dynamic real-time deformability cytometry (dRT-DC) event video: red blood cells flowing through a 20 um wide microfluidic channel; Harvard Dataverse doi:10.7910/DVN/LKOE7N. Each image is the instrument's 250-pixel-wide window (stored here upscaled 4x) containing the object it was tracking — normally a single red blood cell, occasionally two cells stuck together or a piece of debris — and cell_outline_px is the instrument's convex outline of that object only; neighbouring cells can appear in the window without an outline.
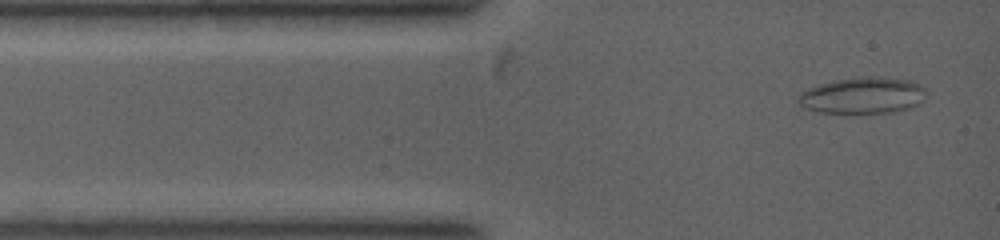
{"species": "common noctule bat (a hibernating species)", "species_latin": "Nyctalus noctula", "temperature_condition": "warm", "stored_images_in_passage": 2, "camera_frame_rate_fps": 5000, "um_per_image_px": 0.085, "animal": {"sex": "female", "body_mass_g": 19.0, "forearm_length_mm": 53.3}, "frame": {"image": 1, "passage_image": 2, "time_ms": 0.2, "image_size_px": [1000, 240], "cell_outline_px": [[924, 100], [920, 104], [912, 108], [892, 112], [820, 112], [800, 108], [796, 100], [796, 96], [800, 92], [808, 88], [820, 84], [836, 80], [864, 76], [880, 76], [912, 80], [920, 84], [924, 88]], "centroid_in_image_um": [73.31, 8.1], "position_along_channel_um": 11.7, "area_um2": 27.46}}